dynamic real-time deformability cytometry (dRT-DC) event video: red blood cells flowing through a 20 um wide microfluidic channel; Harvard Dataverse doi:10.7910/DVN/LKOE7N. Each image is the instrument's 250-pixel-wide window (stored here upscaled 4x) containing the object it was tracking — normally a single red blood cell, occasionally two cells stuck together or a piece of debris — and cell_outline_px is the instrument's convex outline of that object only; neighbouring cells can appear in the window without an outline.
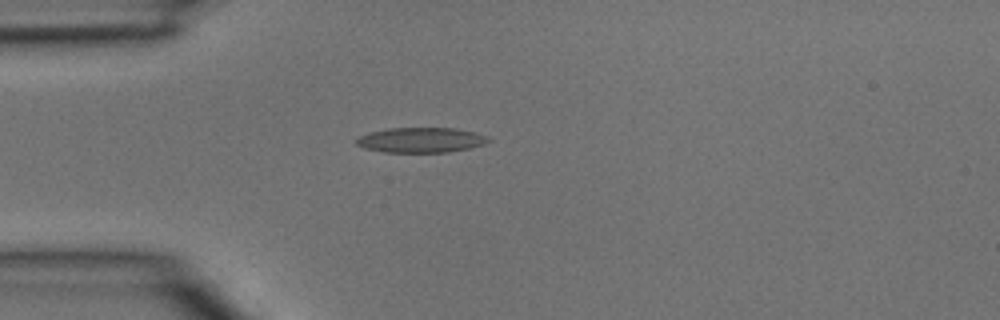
{"species": "common noctule bat (a hibernating species)", "species_latin": "Nyctalus noctula", "temperature_condition": "room temperature", "stored_images_in_passage": 1, "camera_frame_rate_fps": 3000, "um_per_image_px": 0.085, "animal": {"sex": "male", "body_mass_g": 15.6}, "frame": {"image": 1, "passage_image": 1, "time_ms": 0.0, "image_size_px": [1000, 320], "cell_outline_px": [[492, 140], [484, 144], [468, 148], [448, 152], [384, 152], [364, 148], [356, 144], [356, 140], [360, 136], [368, 132], [388, 128], [456, 128], [488, 136]], "centroid_in_image_um": [35.77, 11.9], "position_along_channel_um": 49.2, "area_um2": 19.25}}